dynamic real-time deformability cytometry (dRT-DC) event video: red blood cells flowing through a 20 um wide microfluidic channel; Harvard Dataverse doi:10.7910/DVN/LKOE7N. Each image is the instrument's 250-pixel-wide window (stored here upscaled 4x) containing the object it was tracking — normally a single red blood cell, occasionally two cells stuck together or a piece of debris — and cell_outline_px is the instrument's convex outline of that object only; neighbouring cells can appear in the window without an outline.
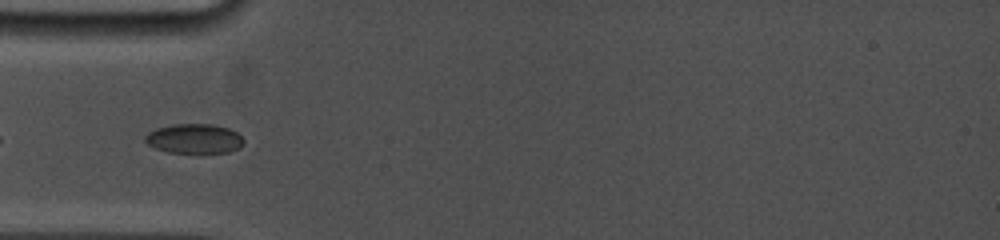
{"species": "common noctule bat (a hibernating species)", "species_latin": "Nyctalus noctula", "temperature_condition": "cold", "stored_images_in_passage": 22, "camera_frame_rate_fps": 5000, "um_per_image_px": 0.085, "animal": {"sex": "female", "body_mass_g": 19.0, "forearm_length_mm": 53.3}, "frame": {"image": 1, "passage_image": 2, "time_ms": 0.4, "image_size_px": [1000, 240], "cell_outline_px": [[244, 144], [240, 148], [228, 152], [168, 152], [156, 148], [148, 144], [144, 140], [144, 136], [148, 132], [156, 128], [172, 124], [212, 124], [228, 128], [236, 132], [244, 140]], "centroid_in_image_um": [16.5, 11.77], "position_along_channel_um": 68.5, "area_um2": 16.94}}
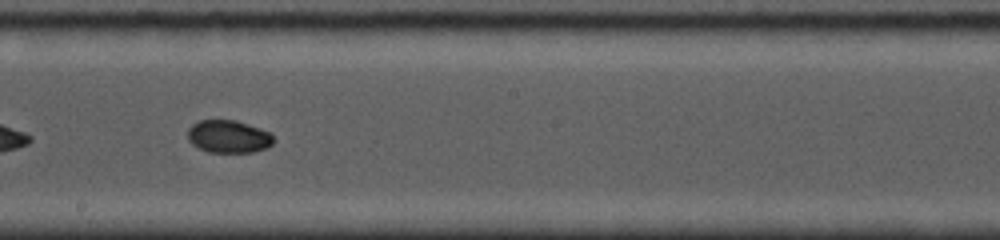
{"frame": {"image": 2, "passage_image": 10, "time_ms": 4.6, "image_size_px": [1000, 240], "cell_outline_px": [[272, 144], [268, 148], [252, 152], [208, 152], [192, 144], [188, 140], [188, 128], [192, 124], [200, 120], [236, 120], [272, 132]], "centroid_in_image_um": [19.43, 11.6], "position_along_channel_um": 228.8, "area_um2": 16.42}}
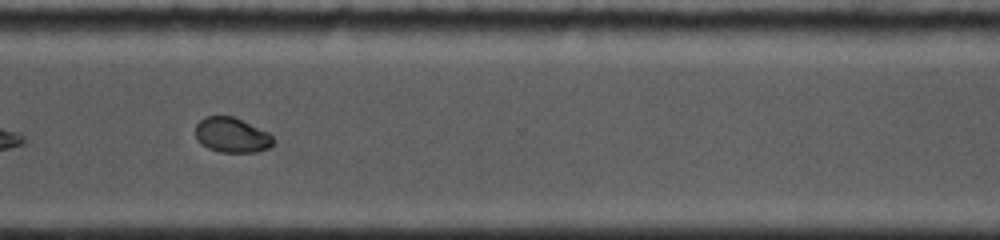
{"frame": {"image": 3, "passage_image": 16, "time_ms": 7.8, "image_size_px": [1000, 240], "cell_outline_px": [[272, 144], [268, 148], [256, 152], [220, 152], [208, 148], [196, 136], [196, 124], [204, 116], [232, 116], [268, 132], [272, 136]], "centroid_in_image_um": [19.7, 11.47], "position_along_channel_um": 350.9, "area_um2": 15.55}, "authors_computed_cell_mechanics": {"area_um2": 16.7331, "velocity_mm_per_s": 3.8113, "shape_relaxation_time_tau1_ms": 7.4085, "shape_relaxation_time_tau2_ms": null, "deformation_change_tau1": 0.1645, "deformation_change_tau2": null}}